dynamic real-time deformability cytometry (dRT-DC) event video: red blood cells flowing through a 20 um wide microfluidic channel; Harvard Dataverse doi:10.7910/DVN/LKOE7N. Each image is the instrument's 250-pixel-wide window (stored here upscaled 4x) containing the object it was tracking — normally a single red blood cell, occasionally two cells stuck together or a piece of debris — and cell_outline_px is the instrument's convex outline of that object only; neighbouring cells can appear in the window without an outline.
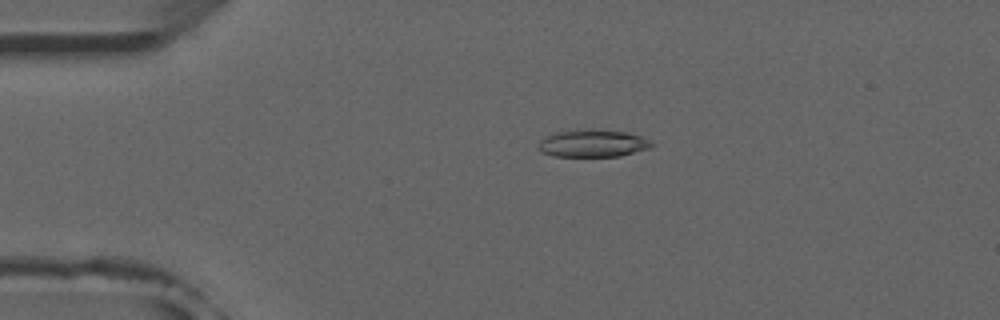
{"species": "common noctule bat (a hibernating species)", "species_latin": "Nyctalus noctula", "temperature_condition": "room temperature", "stored_images_in_passage": 52, "camera_frame_rate_fps": 3000, "um_per_image_px": 0.085, "animal": {"sex": "male", "forearm_length_mm": 52.5}, "frame": {"image": 1, "passage_image": 11, "time_ms": 3.333, "image_size_px": [1000, 320], "cell_outline_px": [[656, 144], [652, 148], [620, 156], [552, 156], [540, 152], [540, 140], [556, 132], [584, 128], [592, 128], [624, 132], [640, 136]], "centroid_in_image_um": [50.42, 12.18], "position_along_channel_um": 34.6, "area_um2": 18.21}}
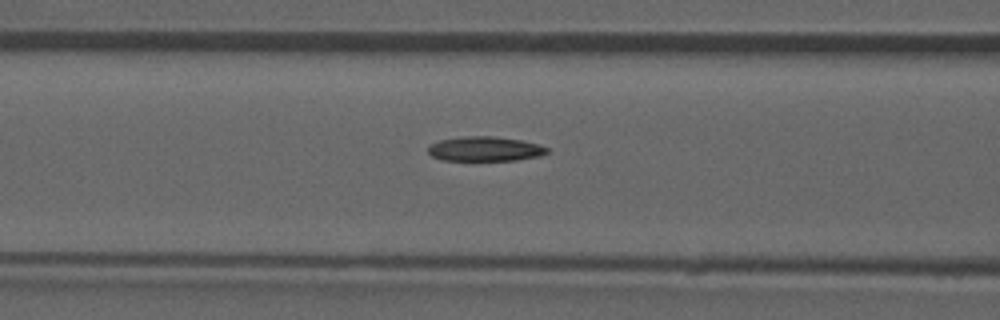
{"frame": {"image": 2, "passage_image": 21, "time_ms": 6.667, "image_size_px": [1000, 320], "cell_outline_px": [[548, 152], [540, 156], [516, 160], [440, 160], [432, 156], [428, 152], [428, 144], [440, 140], [468, 136], [492, 136], [524, 140], [548, 148]], "centroid_in_image_um": [41.2, 12.65], "position_along_channel_um": 125.4, "area_um2": 17.05}}
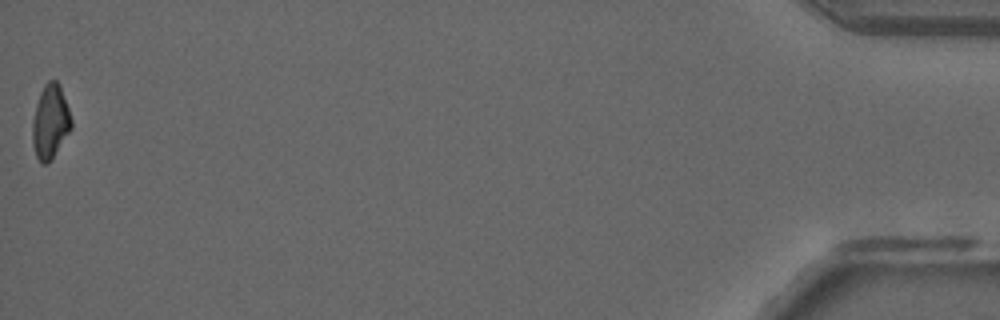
{"frame": {"image": 3, "passage_image": 52, "time_ms": 17.0, "image_size_px": [1000, 320], "cell_outline_px": [[72, 128], [48, 164], [40, 164], [36, 156], [32, 144], [32, 120], [36, 104], [40, 92], [44, 84], [48, 80], [56, 80], [60, 84], [72, 120]], "centroid_in_image_um": [4.26, 10.35], "position_along_channel_um": 430.9, "area_um2": 16.94}}